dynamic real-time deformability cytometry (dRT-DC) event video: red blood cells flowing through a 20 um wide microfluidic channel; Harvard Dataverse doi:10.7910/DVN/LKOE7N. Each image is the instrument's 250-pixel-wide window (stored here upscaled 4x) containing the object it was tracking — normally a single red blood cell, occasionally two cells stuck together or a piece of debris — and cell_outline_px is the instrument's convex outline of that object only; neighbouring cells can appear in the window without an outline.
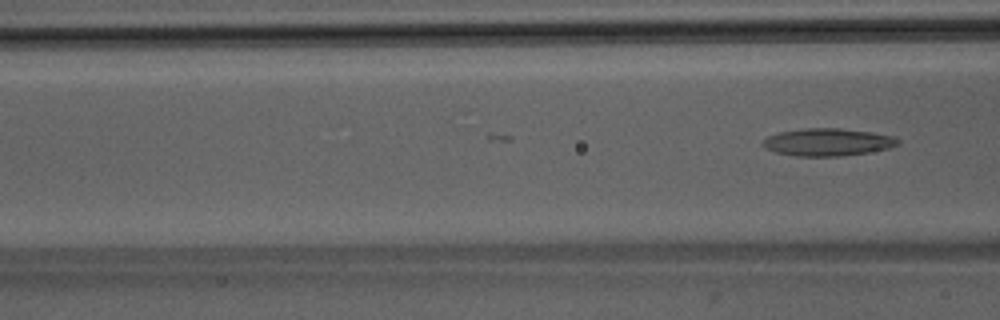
{"species": "Egyptian fruit bat (a non-hibernating species)", "species_latin": "Rousettus aegyptiacus", "temperature_condition": "room temperature", "stored_images_in_passage": 17, "camera_frame_rate_fps": 3000, "um_per_image_px": 0.085, "animal": {"sex": "male"}, "frame": {"image": 1, "passage_image": 17, "time_ms": 5.333, "image_size_px": [1000, 320], "cell_outline_px": [[900, 144], [888, 148], [868, 152], [844, 156], [796, 156], [776, 152], [764, 148], [760, 144], [768, 136], [780, 132], [804, 128], [840, 128], [872, 132], [892, 136], [900, 140]], "centroid_in_image_um": [70.34, 12.08], "position_along_channel_um": 96.3, "area_um2": 21.68}}